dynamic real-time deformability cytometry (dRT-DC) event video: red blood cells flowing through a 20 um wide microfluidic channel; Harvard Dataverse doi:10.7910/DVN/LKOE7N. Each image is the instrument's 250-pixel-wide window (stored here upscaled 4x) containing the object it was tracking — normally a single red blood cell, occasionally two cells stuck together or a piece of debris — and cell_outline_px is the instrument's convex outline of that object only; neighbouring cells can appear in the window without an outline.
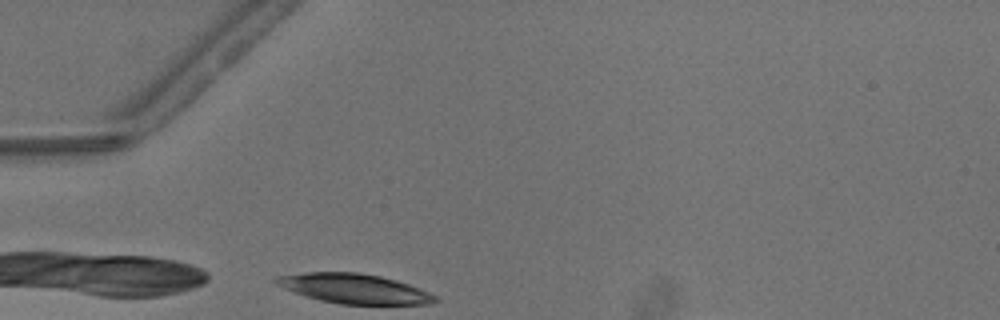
{"species": "common noctule bat (a hibernating species)", "species_latin": "Nyctalus noctula", "temperature_condition": "warm", "stored_images_in_passage": 24, "camera_frame_rate_fps": 3000, "um_per_image_px": 0.085, "animal": {"sex": "male", "body_mass_g": 13.3}, "frame": {"image": 1, "passage_image": 1, "time_ms": 0.0, "image_size_px": [1000, 320], "cell_outline_px": [[440, 300], [432, 304], [340, 304], [320, 300], [284, 288], [276, 284], [272, 280], [276, 276], [304, 272], [356, 272], [380, 276], [396, 280], [420, 288], [436, 296]], "centroid_in_image_um": [30.12, 24.53], "position_along_channel_um": 54.9, "area_um2": 27.4}}
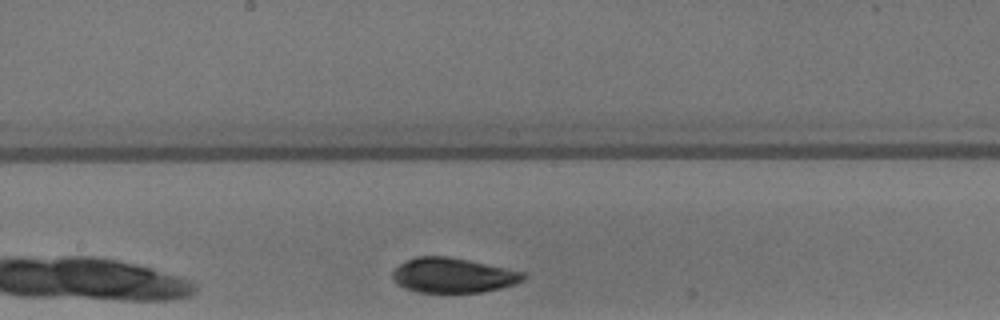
{"frame": {"image": 2, "passage_image": 13, "time_ms": 4.0, "image_size_px": [1000, 320], "cell_outline_px": [[528, 276], [524, 280], [500, 288], [480, 292], [416, 292], [404, 288], [396, 284], [392, 280], [392, 272], [400, 264], [416, 256], [448, 256], [468, 260], [524, 272]], "centroid_in_image_um": [38.47, 23.4], "position_along_channel_um": 209.7, "area_um2": 26.47}}
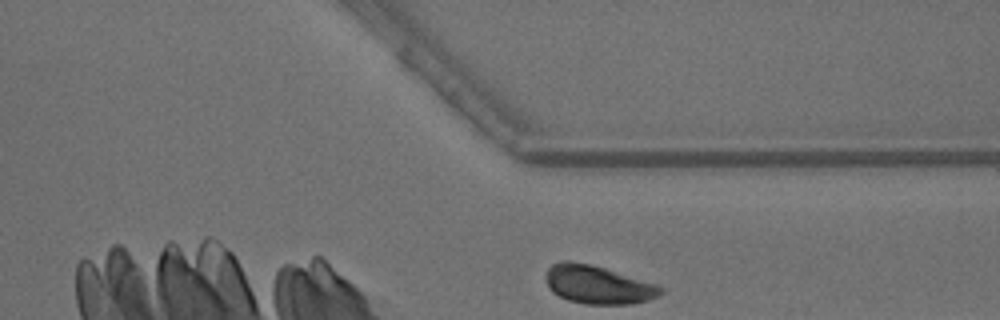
{"frame": {"image": 3, "passage_image": 24, "time_ms": 7.667, "image_size_px": [1000, 320], "cell_outline_px": [[664, 292], [648, 300], [628, 304], [584, 304], [568, 300], [552, 292], [548, 288], [544, 276], [544, 272], [552, 264], [560, 260], [568, 260], [588, 264], [604, 268], [656, 284], [664, 288]], "centroid_in_image_um": [50.76, 24.19], "position_along_channel_um": 360.6, "area_um2": 25.66}}